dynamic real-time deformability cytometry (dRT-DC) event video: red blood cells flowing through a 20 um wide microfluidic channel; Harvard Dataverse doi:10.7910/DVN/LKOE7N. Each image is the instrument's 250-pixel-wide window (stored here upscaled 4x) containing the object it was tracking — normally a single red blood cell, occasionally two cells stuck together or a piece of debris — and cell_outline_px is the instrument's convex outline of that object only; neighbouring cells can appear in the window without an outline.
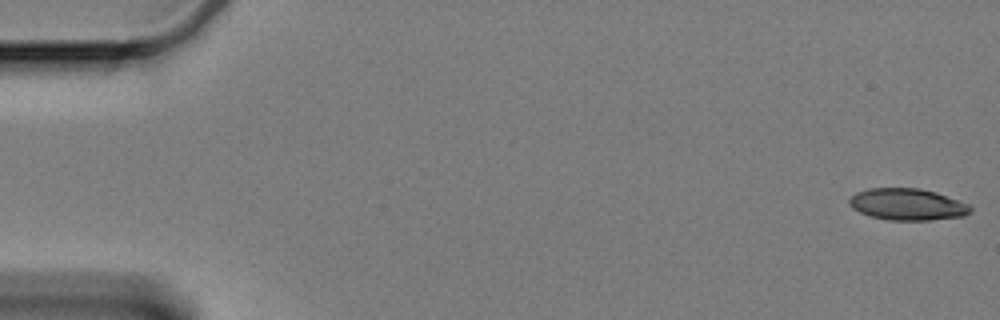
{"species": "Egyptian fruit bat (a non-hibernating species)", "species_latin": "Rousettus aegyptiacus", "temperature_condition": "cold", "stored_images_in_passage": 18, "camera_frame_rate_fps": 3000, "um_per_image_px": 0.085, "animal": {"sex": "female"}, "frame": {"image": 1, "passage_image": 1, "time_ms": 0.0, "image_size_px": [1000, 320], "cell_outline_px": [[972, 212], [964, 216], [932, 220], [888, 220], [872, 216], [860, 212], [852, 208], [848, 204], [848, 200], [856, 192], [868, 188], [920, 188], [936, 192], [968, 204], [972, 208]], "centroid_in_image_um": [77.13, 17.37], "position_along_channel_um": 7.9, "area_um2": 22.43}}
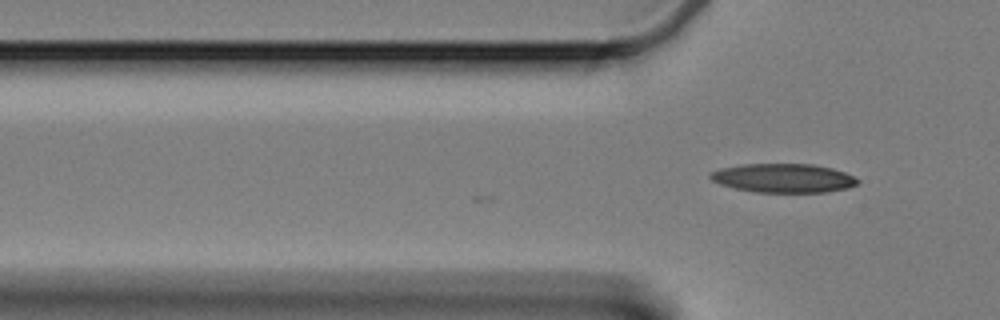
{"frame": {"image": 2, "passage_image": 18, "time_ms": 5.667, "image_size_px": [1000, 320], "cell_outline_px": [[860, 180], [856, 184], [848, 188], [824, 192], [756, 192], [736, 188], [720, 184], [712, 180], [708, 176], [712, 172], [720, 168], [740, 164], [812, 164], [832, 168], [844, 172]], "centroid_in_image_um": [66.58, 15.13], "position_along_channel_um": 59.2, "area_um2": 24.68}}